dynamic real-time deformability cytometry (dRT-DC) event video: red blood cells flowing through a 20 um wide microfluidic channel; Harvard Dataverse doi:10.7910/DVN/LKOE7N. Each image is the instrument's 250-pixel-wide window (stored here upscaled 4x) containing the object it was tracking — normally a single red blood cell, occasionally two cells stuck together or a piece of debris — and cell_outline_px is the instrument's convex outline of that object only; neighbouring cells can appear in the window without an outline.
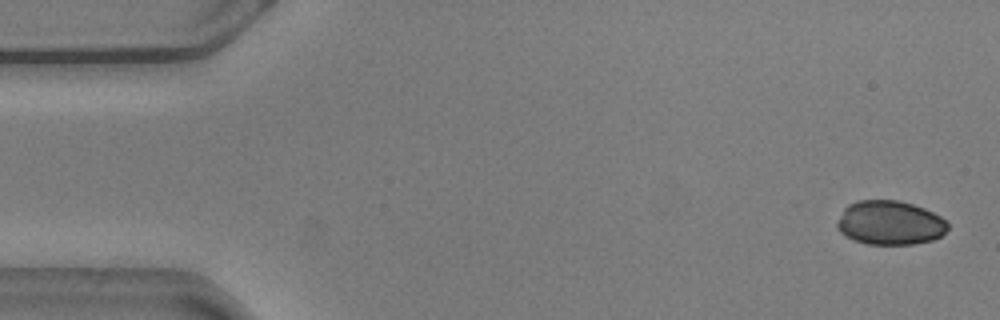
{"species": "common noctule bat (a hibernating species)", "species_latin": "Nyctalus noctula", "temperature_condition": "warm", "stored_images_in_passage": 49, "camera_frame_rate_fps": 3000, "um_per_image_px": 0.085, "animal": {"sex": "male", "body_mass_g": 20.5, "forearm_length_mm": 52.5}, "frame": {"image": 1, "passage_image": 2, "time_ms": 0.333, "image_size_px": [1000, 320], "cell_outline_px": [[948, 228], [940, 236], [932, 240], [912, 244], [868, 244], [844, 236], [836, 228], [836, 220], [844, 208], [848, 204], [856, 200], [900, 200], [924, 208], [940, 216], [948, 224]], "centroid_in_image_um": [75.59, 18.93], "position_along_channel_um": 9.4, "area_um2": 28.55}}
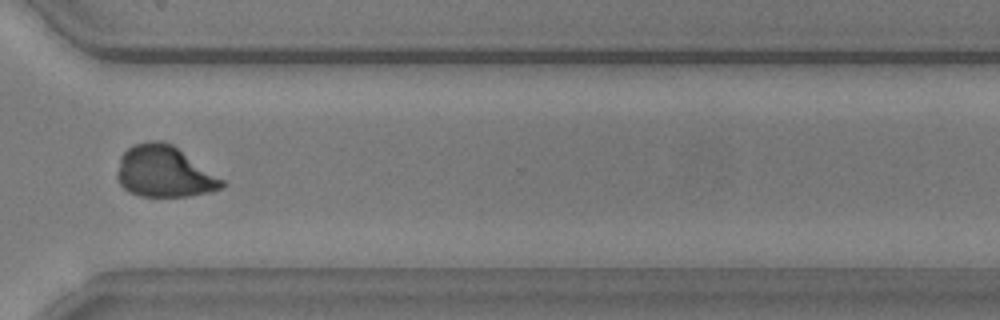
{"frame": {"image": 2, "passage_image": 41, "time_ms": 13.333, "image_size_px": [1000, 320], "cell_outline_px": [[224, 184], [220, 188], [208, 192], [188, 196], [140, 196], [128, 192], [120, 184], [116, 176], [116, 172], [120, 156], [128, 148], [136, 144], [148, 140], [164, 140], [172, 144], [224, 180]], "centroid_in_image_um": [13.91, 14.58], "position_along_channel_um": 356.7, "area_um2": 31.21}}
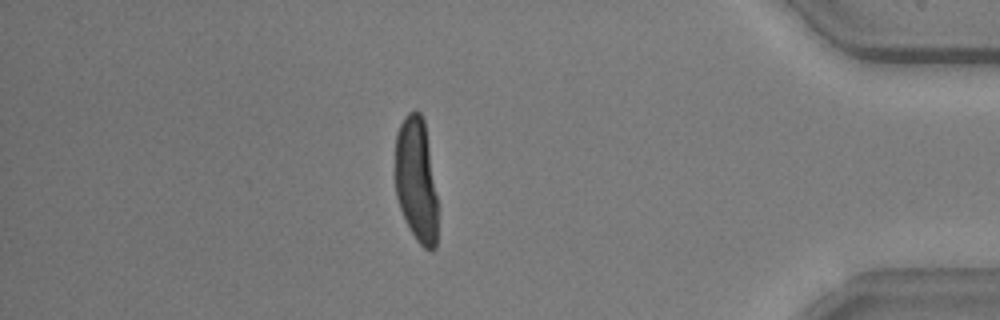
{"frame": {"image": 3, "passage_image": 48, "time_ms": 15.667, "image_size_px": [1000, 320], "cell_outline_px": [[436, 248], [424, 248], [416, 240], [400, 208], [396, 196], [396, 132], [404, 116], [408, 112], [416, 108], [420, 112], [424, 120], [428, 144], [436, 196]], "centroid_in_image_um": [35.36, 15.23], "position_along_channel_um": 399.8, "area_um2": 30.35}}